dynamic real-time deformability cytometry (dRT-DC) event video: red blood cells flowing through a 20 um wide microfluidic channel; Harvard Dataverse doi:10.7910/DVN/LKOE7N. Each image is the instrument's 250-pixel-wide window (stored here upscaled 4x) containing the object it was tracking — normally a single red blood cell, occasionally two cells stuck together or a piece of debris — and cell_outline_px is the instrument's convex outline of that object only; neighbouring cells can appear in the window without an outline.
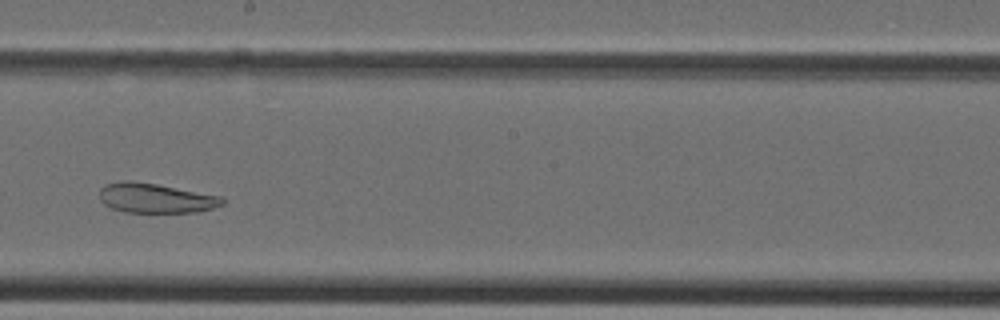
{"species": "Egyptian fruit bat (a non-hibernating species)", "species_latin": "Rousettus aegyptiacus", "temperature_condition": "cold", "stored_images_in_passage": 30, "camera_frame_rate_fps": 3000, "um_per_image_px": 0.085, "animal": {"sex": "female"}, "frame": {"image": 1, "passage_image": 16, "time_ms": 5.0, "image_size_px": [1000, 320], "cell_outline_px": [[224, 204], [212, 208], [196, 212], [124, 212], [112, 208], [104, 204], [100, 200], [100, 188], [104, 184], [124, 180], [132, 180], [156, 184], [220, 196], [224, 200]], "centroid_in_image_um": [13.18, 16.83], "position_along_channel_um": 235.0, "area_um2": 21.15}}
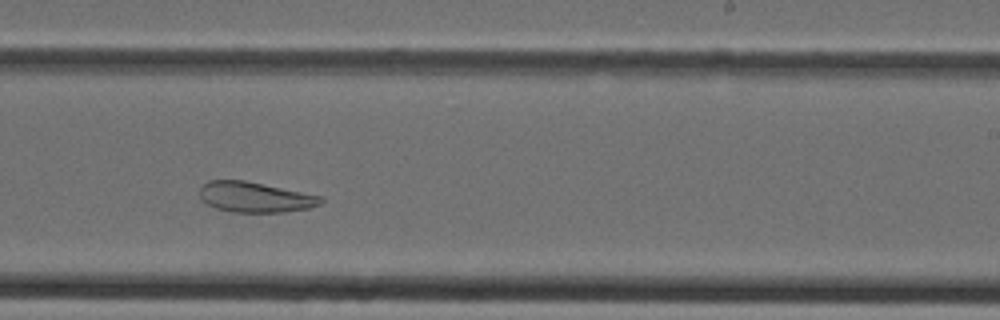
{"frame": {"image": 2, "passage_image": 18, "time_ms": 5.667, "image_size_px": [1000, 320], "cell_outline_px": [[324, 200], [320, 204], [308, 208], [284, 212], [232, 212], [216, 208], [208, 204], [200, 196], [200, 188], [208, 180], [244, 180], [324, 196]], "centroid_in_image_um": [21.71, 16.75], "position_along_channel_um": 267.3, "area_um2": 21.39}}
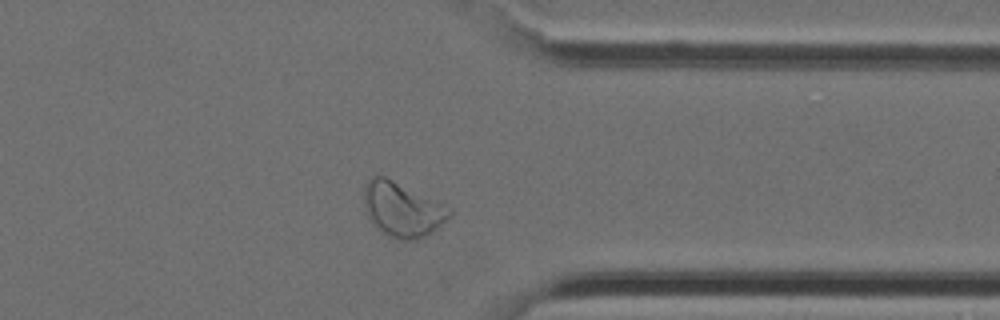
{"frame": {"image": 3, "passage_image": 25, "time_ms": 8.0, "image_size_px": [1000, 320], "cell_outline_px": [[452, 212], [436, 228], [424, 236], [412, 240], [400, 240], [380, 232], [372, 224], [368, 216], [364, 204], [364, 184], [372, 176], [384, 176], [444, 204], [452, 208]], "centroid_in_image_um": [34.15, 17.8], "position_along_channel_um": 377.3, "area_um2": 26.76}}